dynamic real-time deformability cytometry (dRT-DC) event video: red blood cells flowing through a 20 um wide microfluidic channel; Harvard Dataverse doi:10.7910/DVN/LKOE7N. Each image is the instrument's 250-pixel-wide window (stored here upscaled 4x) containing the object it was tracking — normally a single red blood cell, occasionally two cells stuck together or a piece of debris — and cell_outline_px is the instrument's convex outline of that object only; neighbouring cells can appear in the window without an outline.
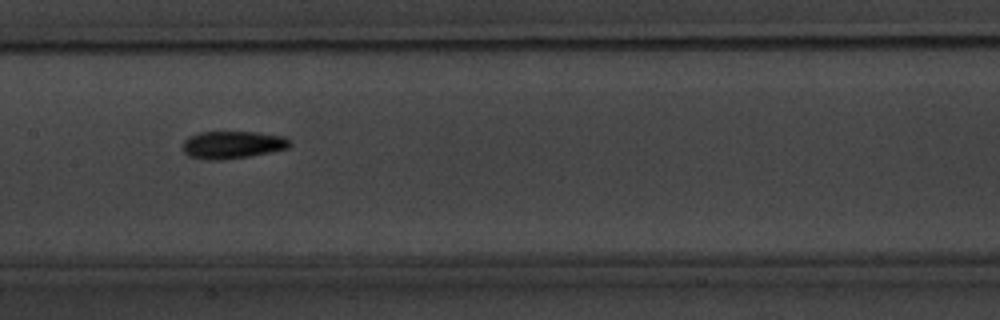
{"species": "common noctule bat (a hibernating species)", "species_latin": "Nyctalus noctula", "temperature_condition": "warm", "stored_images_in_passage": 10, "camera_frame_rate_fps": 3000, "um_per_image_px": 0.085, "animal": {"sex": "male", "body_mass_g": 20.1, "forearm_length_mm": 53.5}, "frame": {"image": 1, "passage_image": 9, "time_ms": 9.333, "image_size_px": [1000, 320], "cell_outline_px": [[292, 144], [288, 148], [248, 156], [224, 160], [204, 160], [188, 156], [184, 152], [184, 140], [188, 136], [200, 132], [260, 132], [284, 136]], "centroid_in_image_um": [19.74, 12.3], "position_along_channel_um": 187.7, "area_um2": 17.22}}
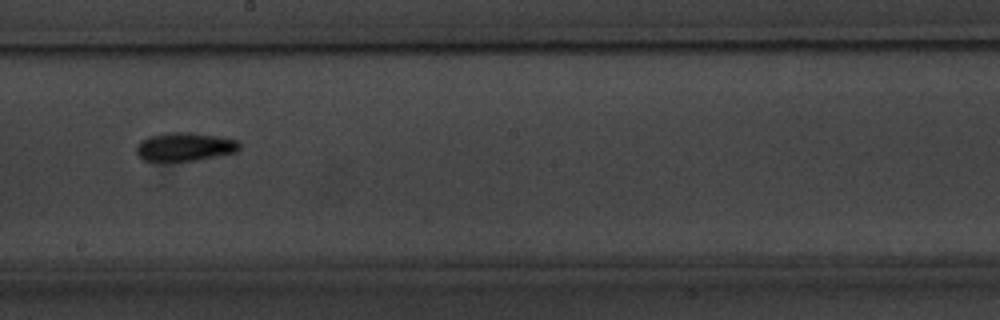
{"frame": {"image": 2, "passage_image": 10, "time_ms": 10.667, "image_size_px": [1000, 320], "cell_outline_px": [[240, 148], [236, 152], [196, 160], [144, 160], [136, 152], [136, 148], [140, 140], [148, 136], [168, 132], [188, 132], [216, 136], [236, 140], [240, 144]], "centroid_in_image_um": [15.69, 12.46], "position_along_channel_um": 232.5, "area_um2": 16.82}}